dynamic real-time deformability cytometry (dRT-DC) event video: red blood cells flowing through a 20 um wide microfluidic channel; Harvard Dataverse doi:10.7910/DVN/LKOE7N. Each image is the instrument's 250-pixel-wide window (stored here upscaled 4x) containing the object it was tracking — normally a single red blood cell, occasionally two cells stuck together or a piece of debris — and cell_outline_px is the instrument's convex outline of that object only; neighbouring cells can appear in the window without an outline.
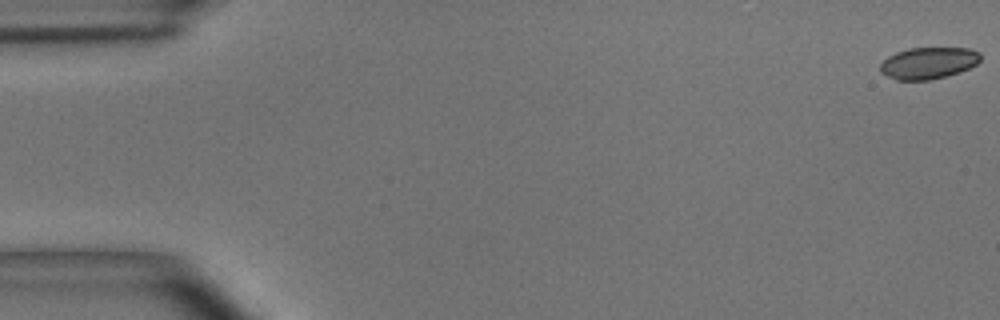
{"species": "common noctule bat (a hibernating species)", "species_latin": "Nyctalus noctula", "temperature_condition": "room temperature", "stored_images_in_passage": 55, "camera_frame_rate_fps": 3000, "um_per_image_px": 0.085, "animal": {"sex": "male", "body_mass_g": 15.6}, "frame": {"image": 1, "passage_image": 1, "time_ms": 0.0, "image_size_px": [1000, 320], "cell_outline_px": [[980, 60], [976, 64], [960, 72], [928, 80], [896, 80], [880, 72], [880, 64], [888, 56], [896, 52], [908, 48], [968, 48], [980, 52]], "centroid_in_image_um": [78.9, 5.35], "position_along_channel_um": 6.1, "area_um2": 18.44}}
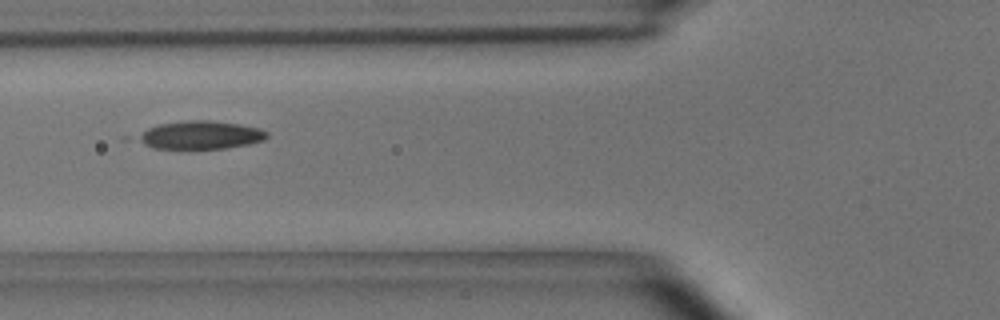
{"frame": {"image": 2, "passage_image": 21, "time_ms": 6.667, "image_size_px": [1000, 320], "cell_outline_px": [[268, 136], [264, 140], [248, 144], [224, 148], [188, 152], [152, 148], [136, 140], [136, 136], [148, 128], [160, 124], [188, 120], [212, 120], [240, 124], [260, 128], [268, 132]], "centroid_in_image_um": [17.0, 11.52], "position_along_channel_um": 108.8, "area_um2": 22.14}}
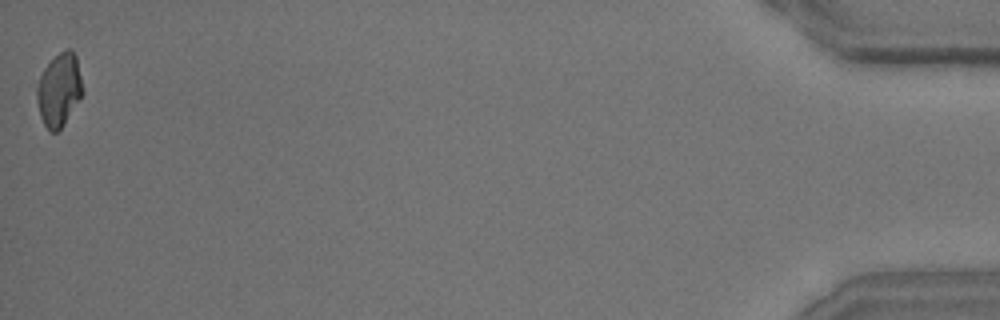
{"frame": {"image": 3, "passage_image": 55, "time_ms": 18.0, "image_size_px": [1000, 320], "cell_outline_px": [[84, 92], [64, 124], [56, 132], [52, 132], [44, 124], [40, 116], [36, 100], [36, 88], [40, 76], [44, 68], [60, 52], [68, 48], [72, 48], [76, 56]], "centroid_in_image_um": [5.02, 7.63], "position_along_channel_um": 430.2, "area_um2": 19.36}, "authors_computed_cell_mechanics": {"area_um2": 20.5768, "velocity_mm_per_s": 3.6487, "shape_relaxation_time_tau1_ms": 3.0912, "shape_relaxation_time_tau2_ms": 1.4532, "deformation_change_tau1": 0.1174, "deformation_change_tau2": 0.0613}}